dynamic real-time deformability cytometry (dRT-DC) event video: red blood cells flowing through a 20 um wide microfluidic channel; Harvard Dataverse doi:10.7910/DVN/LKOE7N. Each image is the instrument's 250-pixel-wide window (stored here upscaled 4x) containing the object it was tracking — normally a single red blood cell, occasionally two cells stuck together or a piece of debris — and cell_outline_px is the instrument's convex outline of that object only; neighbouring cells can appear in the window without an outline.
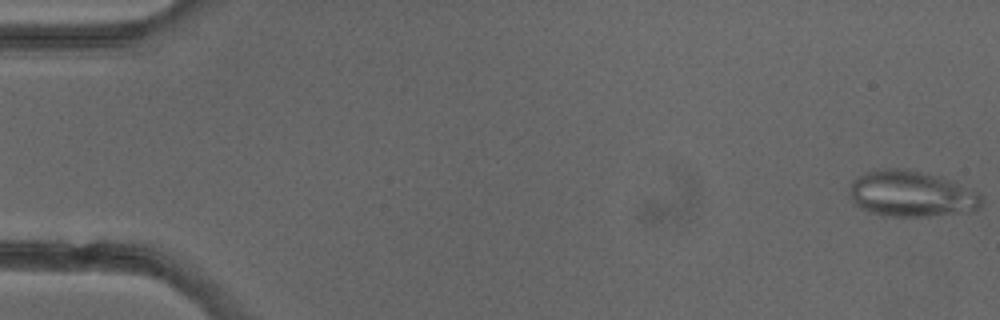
{"species": "common noctule bat (a hibernating species)", "species_latin": "Nyctalus noctula", "temperature_condition": "cold", "stored_images_in_passage": 5, "camera_frame_rate_fps": 3000, "um_per_image_px": 0.085, "animal": {"sex": "female"}, "frame": {"image": 1, "passage_image": 1, "time_ms": 0.0, "image_size_px": [1000, 320], "cell_outline_px": [[984, 200], [980, 208], [972, 212], [928, 216], [884, 216], [868, 212], [852, 204], [848, 196], [848, 184], [856, 176], [876, 168], [896, 168], [920, 172], [956, 180], [980, 192]], "centroid_in_image_um": [77.46, 16.48], "position_along_channel_um": 7.5, "area_um2": 36.59}}